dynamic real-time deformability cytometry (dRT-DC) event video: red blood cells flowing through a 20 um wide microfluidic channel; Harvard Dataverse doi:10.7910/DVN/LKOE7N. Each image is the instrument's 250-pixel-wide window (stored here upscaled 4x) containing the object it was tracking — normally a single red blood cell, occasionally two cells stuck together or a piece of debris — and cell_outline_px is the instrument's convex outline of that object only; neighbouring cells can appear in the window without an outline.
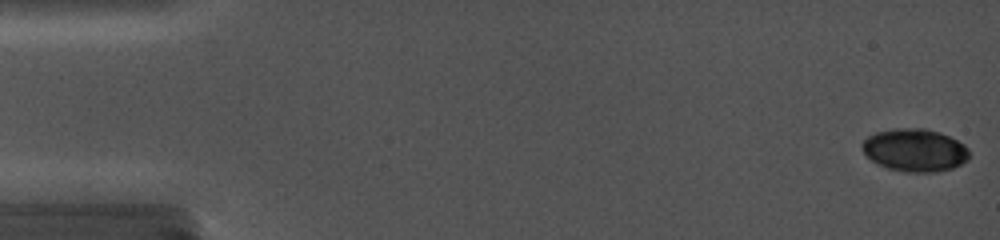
{"species": "common noctule bat (a hibernating species)", "species_latin": "Nyctalus noctula", "temperature_condition": "cold", "stored_images_in_passage": 8, "camera_frame_rate_fps": 5000, "um_per_image_px": 0.085, "animal": {"sex": "female", "body_mass_g": 19.0, "forearm_length_mm": 56.7}, "frame": {"image": 1, "passage_image": 1, "time_ms": 0.0, "image_size_px": [1000, 240], "cell_outline_px": [[968, 160], [952, 168], [936, 172], [904, 172], [888, 168], [872, 160], [864, 152], [864, 140], [868, 136], [876, 132], [896, 128], [924, 128], [940, 132], [964, 144], [968, 148]], "centroid_in_image_um": [77.79, 12.76], "position_along_channel_um": 7.2, "area_um2": 26.41}}
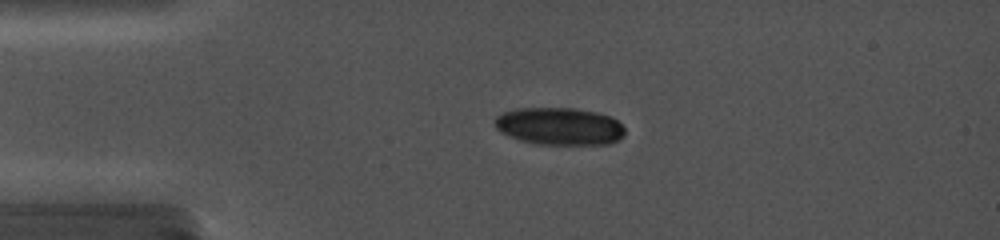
{"frame": {"image": 2, "passage_image": 7, "time_ms": 3.8, "image_size_px": [1000, 240], "cell_outline_px": [[624, 136], [608, 144], [532, 144], [508, 136], [500, 132], [496, 128], [496, 116], [504, 112], [516, 108], [576, 108], [596, 112], [608, 116], [616, 120], [624, 128]], "centroid_in_image_um": [47.52, 10.73], "position_along_channel_um": 37.5, "area_um2": 28.32}}